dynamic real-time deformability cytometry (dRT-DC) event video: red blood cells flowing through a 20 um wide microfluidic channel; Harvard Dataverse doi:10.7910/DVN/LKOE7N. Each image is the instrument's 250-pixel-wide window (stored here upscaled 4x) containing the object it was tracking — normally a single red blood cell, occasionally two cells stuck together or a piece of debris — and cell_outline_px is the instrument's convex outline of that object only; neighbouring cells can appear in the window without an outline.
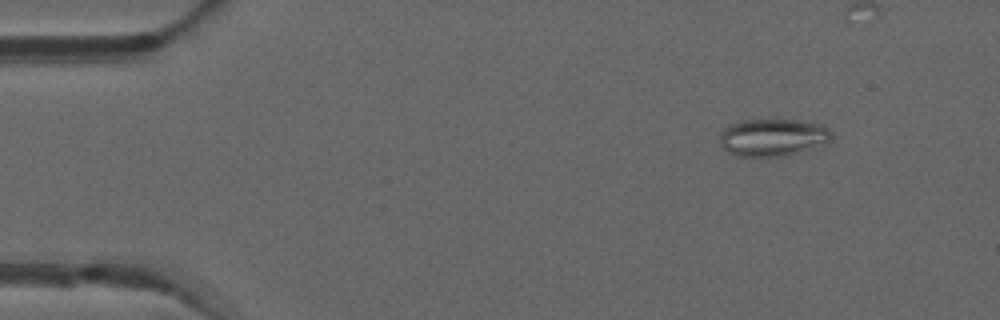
{"species": "common noctule bat (a hibernating species)", "species_latin": "Nyctalus noctula", "temperature_condition": "warm", "stored_images_in_passage": 41, "camera_frame_rate_fps": 3000, "um_per_image_px": 0.085, "animal": {"sex": "male", "forearm_length_mm": 52.5}, "frame": {"image": 1, "passage_image": 6, "time_ms": 1.667, "image_size_px": [1000, 320], "cell_outline_px": [[832, 140], [828, 144], [784, 156], [736, 156], [728, 152], [720, 144], [720, 136], [724, 128], [728, 124], [744, 120], [796, 120], [820, 124], [828, 128], [832, 132]], "centroid_in_image_um": [65.71, 11.68], "position_along_channel_um": 19.3, "area_um2": 24.51}}
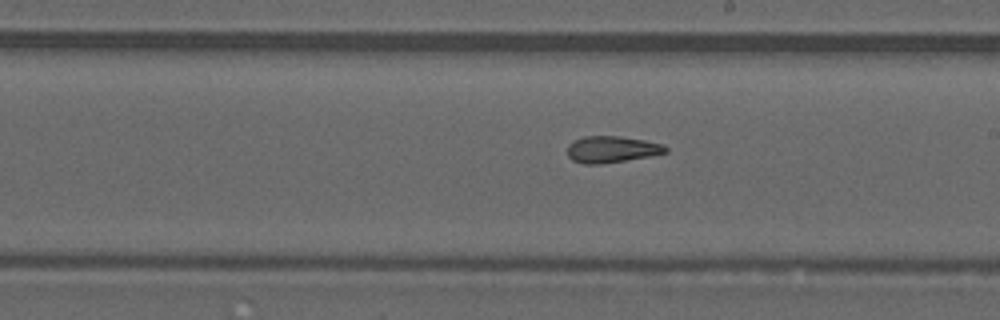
{"frame": {"image": 2, "passage_image": 29, "time_ms": 9.333, "image_size_px": [1000, 320], "cell_outline_px": [[668, 152], [652, 156], [600, 164], [584, 164], [572, 160], [568, 156], [568, 144], [584, 136], [620, 136], [644, 140], [664, 144], [668, 148]], "centroid_in_image_um": [52.03, 12.7], "position_along_channel_um": 237.0, "area_um2": 15.26}}
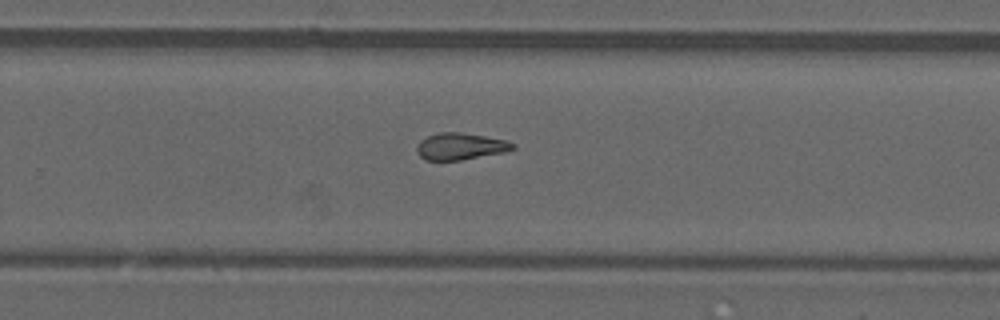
{"frame": {"image": 3, "passage_image": 33, "time_ms": 10.667, "image_size_px": [1000, 320], "cell_outline_px": [[516, 148], [508, 152], [460, 160], [424, 160], [416, 152], [416, 148], [420, 140], [428, 136], [440, 132], [460, 132], [484, 136], [504, 140], [516, 144]], "centroid_in_image_um": [39.15, 12.45], "position_along_channel_um": 290.7, "area_um2": 15.09}}